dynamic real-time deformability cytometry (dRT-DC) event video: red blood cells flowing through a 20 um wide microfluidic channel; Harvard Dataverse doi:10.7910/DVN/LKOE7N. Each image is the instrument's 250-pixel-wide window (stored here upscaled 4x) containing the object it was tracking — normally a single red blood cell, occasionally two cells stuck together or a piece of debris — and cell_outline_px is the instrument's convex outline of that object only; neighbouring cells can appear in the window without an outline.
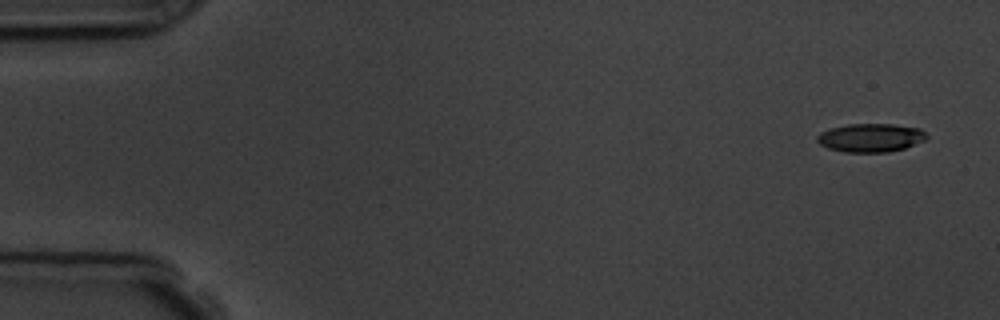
{"species": "common noctule bat (a hibernating species)", "species_latin": "Nyctalus noctula", "temperature_condition": "room temperature", "stored_images_in_passage": 4, "camera_frame_rate_fps": 3000, "um_per_image_px": 0.085, "animal": {"sex": "male", "body_mass_g": 19.5, "forearm_length_mm": 54.6}, "frame": {"image": 1, "passage_image": 1, "time_ms": 0.0, "image_size_px": [1000, 320], "cell_outline_px": [[928, 136], [924, 140], [904, 148], [888, 152], [844, 152], [828, 148], [820, 144], [816, 140], [816, 136], [820, 132], [828, 128], [848, 124], [892, 124], [920, 128]], "centroid_in_image_um": [73.96, 11.7], "position_along_channel_um": 11.0, "area_um2": 18.21}}
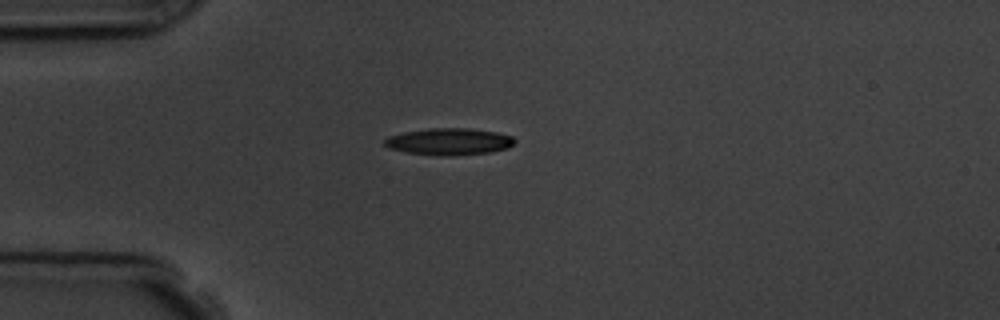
{"frame": {"image": 2, "passage_image": 4, "time_ms": 4.0, "image_size_px": [1000, 320], "cell_outline_px": [[516, 140], [508, 148], [492, 152], [448, 156], [440, 156], [408, 152], [388, 148], [384, 144], [384, 140], [388, 136], [404, 132], [428, 128], [468, 128], [496, 132], [512, 136]], "centroid_in_image_um": [38.17, 12.03], "position_along_channel_um": 46.8, "area_um2": 20.35}}